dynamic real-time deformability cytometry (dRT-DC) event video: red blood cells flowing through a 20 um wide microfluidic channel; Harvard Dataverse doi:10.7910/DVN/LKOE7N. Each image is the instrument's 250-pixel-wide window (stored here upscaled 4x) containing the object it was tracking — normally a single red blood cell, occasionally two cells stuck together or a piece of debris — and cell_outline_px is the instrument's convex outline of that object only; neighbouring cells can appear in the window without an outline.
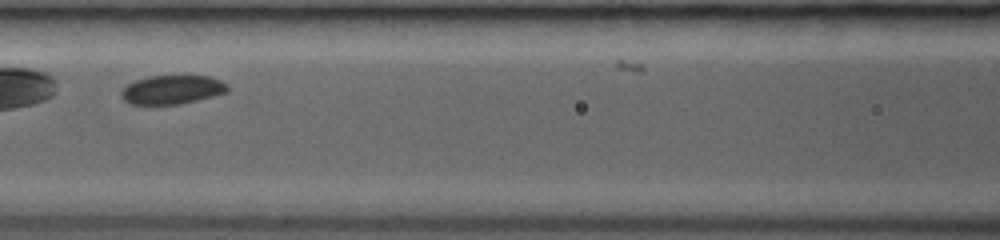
{"species": "common noctule bat (a hibernating species)", "species_latin": "Nyctalus noctula", "temperature_condition": "room temperature", "stored_images_in_passage": 7, "camera_frame_rate_fps": 3000, "um_per_image_px": 0.085, "animal": {"sex": "female", "body_mass_g": 19.0, "forearm_length_mm": 53.3}, "frame": {"image": 1, "passage_image": 4, "time_ms": 1.0, "image_size_px": [1000, 240], "cell_outline_px": [[228, 92], [180, 104], [128, 104], [120, 96], [120, 92], [128, 84], [136, 80], [148, 76], [208, 76], [220, 80], [228, 84]], "centroid_in_image_um": [14.62, 7.62], "position_along_channel_um": 152.0, "area_um2": 17.8}}